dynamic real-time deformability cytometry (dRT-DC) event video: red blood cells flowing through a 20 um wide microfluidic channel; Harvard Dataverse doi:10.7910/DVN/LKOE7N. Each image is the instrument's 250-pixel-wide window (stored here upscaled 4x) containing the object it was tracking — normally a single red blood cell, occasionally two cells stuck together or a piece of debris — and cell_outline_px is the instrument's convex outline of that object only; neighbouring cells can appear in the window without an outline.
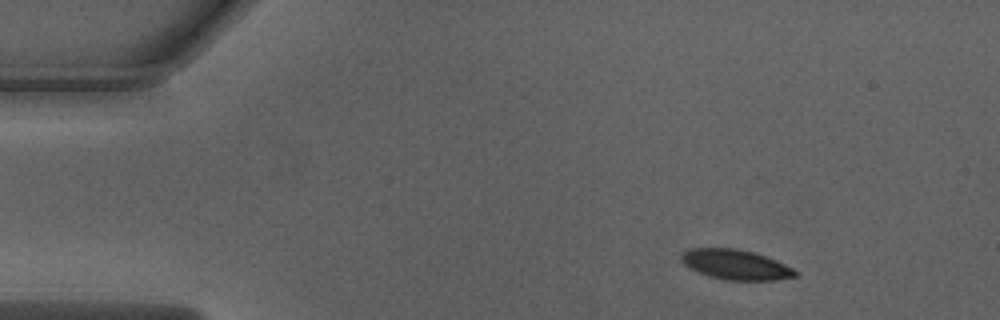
{"species": "Egyptian fruit bat (a non-hibernating species)", "species_latin": "Rousettus aegyptiacus", "temperature_condition": "warm", "stored_images_in_passage": 19, "camera_frame_rate_fps": 3000, "um_per_image_px": 0.085, "animal": {"sex": "male"}, "frame": {"image": 1, "passage_image": 1, "time_ms": 0.0, "image_size_px": [1000, 320], "cell_outline_px": [[796, 276], [776, 280], [728, 280], [712, 276], [700, 272], [684, 264], [680, 260], [680, 256], [688, 248], [736, 248], [756, 252], [776, 260], [792, 268], [796, 272]], "centroid_in_image_um": [62.53, 22.47], "position_along_channel_um": 22.5, "area_um2": 19.71}}
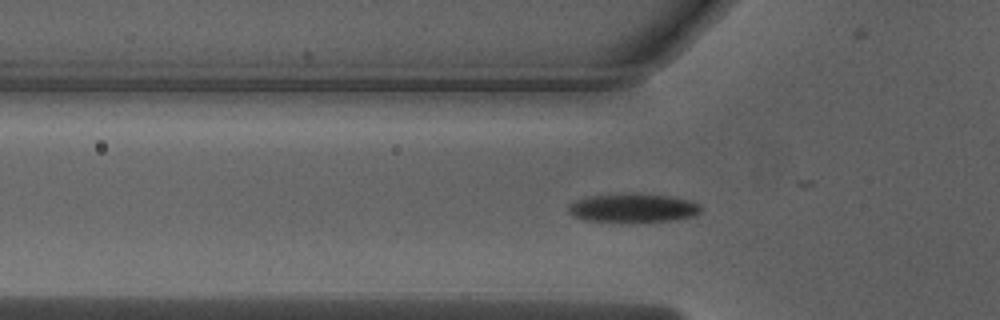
{"frame": {"image": 2, "passage_image": 11, "time_ms": 3.333, "image_size_px": [1000, 320], "cell_outline_px": [[704, 208], [696, 216], [672, 220], [636, 224], [620, 224], [588, 220], [572, 216], [568, 212], [568, 204], [576, 200], [588, 196], [632, 192], [640, 192], [672, 196], [692, 200], [700, 204]], "centroid_in_image_um": [53.84, 17.69], "position_along_channel_um": 72.0, "area_um2": 23.7}}
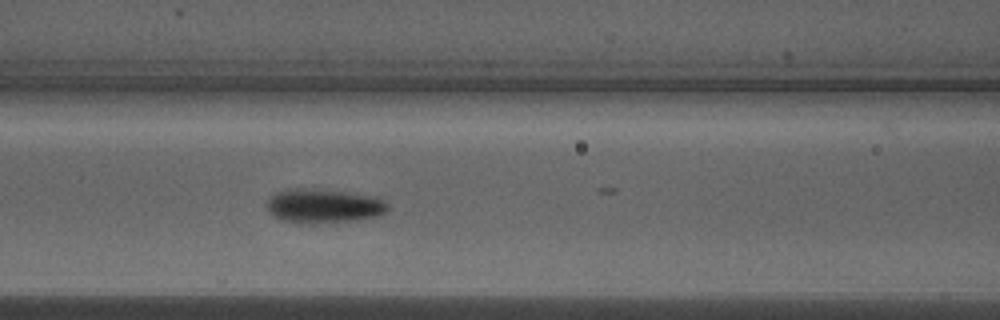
{"frame": {"image": 3, "passage_image": 16, "time_ms": 5.0, "image_size_px": [1000, 320], "cell_outline_px": [[388, 208], [380, 216], [348, 220], [312, 224], [300, 224], [284, 220], [276, 216], [268, 208], [268, 200], [276, 192], [288, 188], [312, 188], [344, 192], [364, 196], [380, 200], [388, 204]], "centroid_in_image_um": [27.45, 17.51], "position_along_channel_um": 139.2, "area_um2": 23.41}}